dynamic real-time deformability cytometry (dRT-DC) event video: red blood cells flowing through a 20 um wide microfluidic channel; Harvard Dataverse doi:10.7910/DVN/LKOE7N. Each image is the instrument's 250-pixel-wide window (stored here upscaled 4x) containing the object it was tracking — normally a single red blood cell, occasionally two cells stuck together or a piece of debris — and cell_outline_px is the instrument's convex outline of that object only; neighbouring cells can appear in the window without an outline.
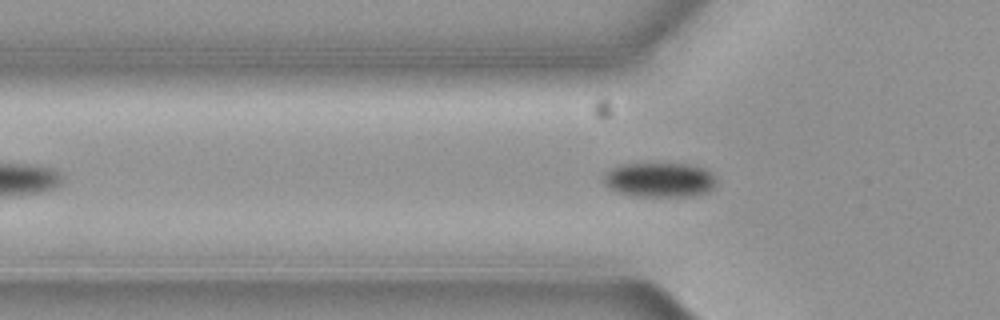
{"species": "common noctule bat (a hibernating species)", "species_latin": "Nyctalus noctula", "temperature_condition": "cold", "stored_images_in_passage": 41, "camera_frame_rate_fps": 3000, "um_per_image_px": 0.085, "animal": {"sex": "female", "body_mass_g": 19.3, "forearm_length_mm": 54.1}, "frame": {"image": 1, "passage_image": 2, "time_ms": 0.333, "image_size_px": [1000, 320], "cell_outline_px": [[716, 184], [708, 192], [692, 196], [632, 196], [616, 192], [608, 188], [604, 184], [604, 172], [620, 164], [684, 164], [704, 168], [712, 172], [716, 176]], "centroid_in_image_um": [56.05, 15.29], "position_along_channel_um": 69.7, "area_um2": 22.95}}
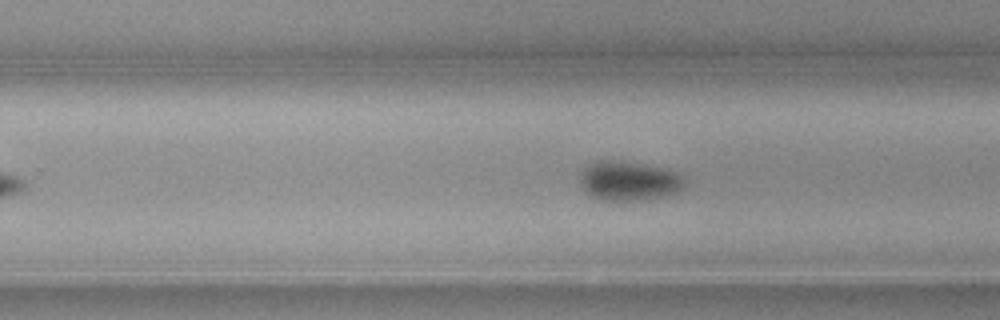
{"frame": {"image": 2, "passage_image": 19, "time_ms": 6.0, "image_size_px": [1000, 320], "cell_outline_px": [[684, 184], [676, 192], [660, 196], [636, 200], [600, 200], [592, 196], [580, 184], [580, 176], [584, 168], [588, 164], [600, 160], [620, 160], [644, 164], [676, 172], [684, 180]], "centroid_in_image_um": [53.39, 15.35], "position_along_channel_um": 276.4, "area_um2": 23.52}}
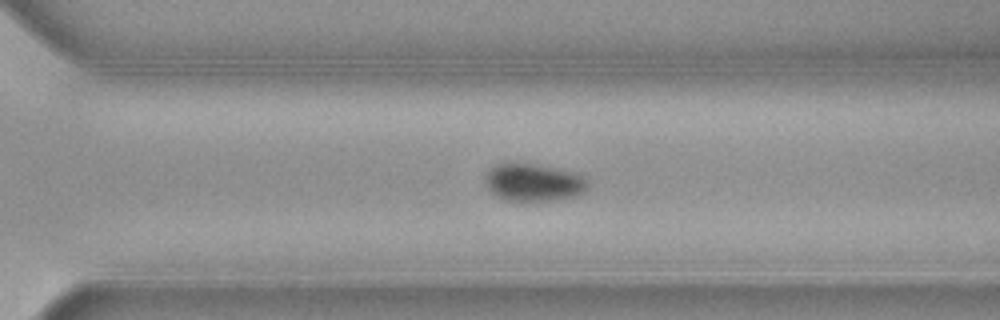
{"frame": {"image": 3, "passage_image": 23, "time_ms": 7.333, "image_size_px": [1000, 320], "cell_outline_px": [[588, 188], [580, 196], [556, 200], [504, 200], [496, 196], [488, 188], [484, 176], [496, 164], [512, 160], [516, 160], [560, 168], [576, 172], [584, 176], [588, 180]], "centroid_in_image_um": [45.39, 15.46], "position_along_channel_um": 325.2, "area_um2": 23.29}, "authors_computed_cell_mechanics": {"area_um2": 23.2934, "velocity_mm_per_s": 3.665, "shape_relaxation_time_tau1_ms": 6.2992, "shape_relaxation_time_tau2_ms": null, "deformation_change_tau1": 0.086, "deformation_change_tau2": null}}